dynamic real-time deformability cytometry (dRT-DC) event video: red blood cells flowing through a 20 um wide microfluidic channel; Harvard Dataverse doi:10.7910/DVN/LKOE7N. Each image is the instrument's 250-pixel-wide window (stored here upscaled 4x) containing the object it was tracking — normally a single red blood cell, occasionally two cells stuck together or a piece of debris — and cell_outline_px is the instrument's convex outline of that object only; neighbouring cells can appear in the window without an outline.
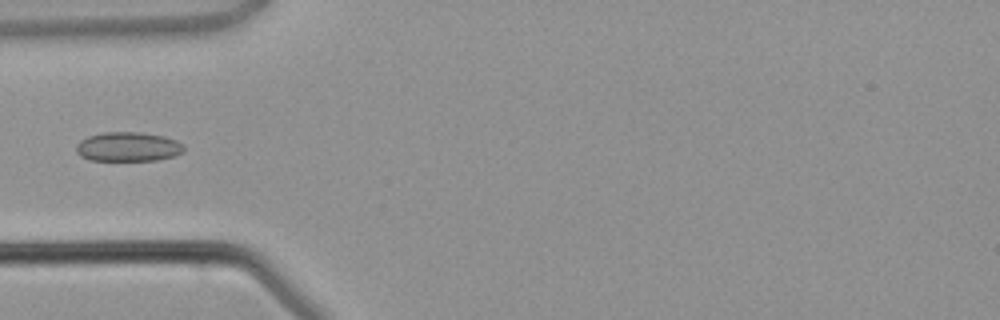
{"species": "common noctule bat (a hibernating species)", "species_latin": "Nyctalus noctula", "temperature_condition": "warm", "stored_images_in_passage": 3, "camera_frame_rate_fps": 3000, "um_per_image_px": 0.085, "animal": {"sex": "male", "body_mass_g": 21.5, "forearm_length_mm": 52.0}, "frame": {"image": 1, "passage_image": 3, "time_ms": 3.333, "image_size_px": [1000, 320], "cell_outline_px": [[184, 152], [172, 156], [156, 160], [88, 160], [80, 156], [76, 152], [76, 144], [80, 140], [88, 136], [104, 132], [140, 132], [164, 136], [176, 140], [184, 144]], "centroid_in_image_um": [10.87, 12.47], "position_along_channel_um": 74.1, "area_um2": 18.5}}